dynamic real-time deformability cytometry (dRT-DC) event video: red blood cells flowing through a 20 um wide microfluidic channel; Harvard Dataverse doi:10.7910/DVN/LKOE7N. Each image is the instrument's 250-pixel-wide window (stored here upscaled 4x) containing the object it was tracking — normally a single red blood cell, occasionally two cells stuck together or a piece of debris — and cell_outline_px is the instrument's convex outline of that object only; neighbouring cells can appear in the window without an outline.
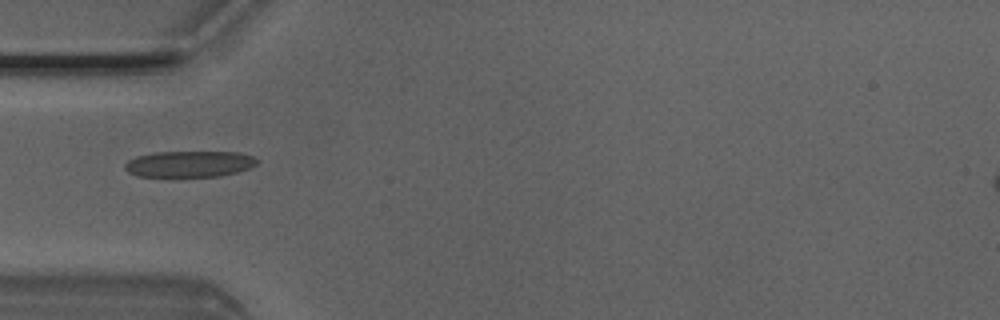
{"species": "Egyptian fruit bat (a non-hibernating species)", "species_latin": "Rousettus aegyptiacus", "temperature_condition": "room temperature", "stored_images_in_passage": 6, "camera_frame_rate_fps": 3000, "um_per_image_px": 0.085, "animal": {"sex": "male"}, "frame": {"image": 1, "passage_image": 5, "time_ms": 1.333, "image_size_px": [1000, 320], "cell_outline_px": [[260, 160], [252, 168], [220, 176], [136, 176], [128, 172], [124, 168], [124, 164], [128, 160], [136, 156], [152, 152], [240, 152], [252, 156]], "centroid_in_image_um": [16.1, 13.93], "position_along_channel_um": 68.9, "area_um2": 20.29}}